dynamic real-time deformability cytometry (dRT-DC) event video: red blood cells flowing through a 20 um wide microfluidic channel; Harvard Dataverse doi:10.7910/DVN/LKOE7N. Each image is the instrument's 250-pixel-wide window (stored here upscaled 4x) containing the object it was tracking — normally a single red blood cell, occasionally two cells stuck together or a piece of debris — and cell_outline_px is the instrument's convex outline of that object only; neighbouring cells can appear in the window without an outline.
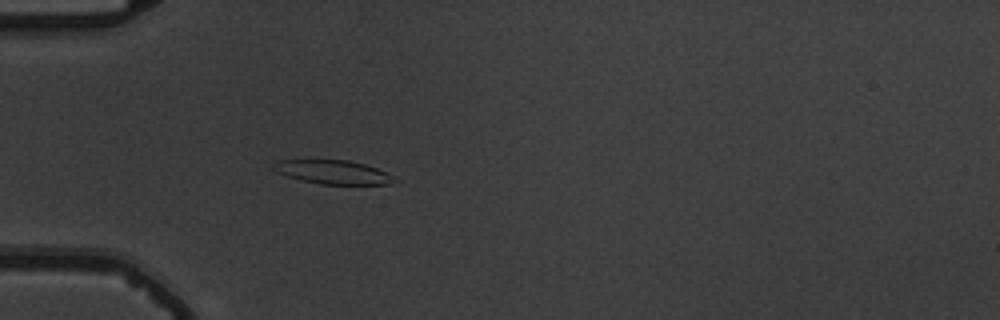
{"species": "common noctule bat (a hibernating species)", "species_latin": "Nyctalus noctula", "temperature_condition": "warm", "stored_images_in_passage": 42, "camera_frame_rate_fps": 3000, "um_per_image_px": 0.085, "animal": {"sex": "male", "body_mass_g": 19.5, "forearm_length_mm": 54.6}, "frame": {"image": 1, "passage_image": 4, "time_ms": 1.0, "image_size_px": [1000, 320], "cell_outline_px": [[396, 180], [392, 184], [320, 184], [300, 180], [276, 172], [272, 168], [272, 164], [280, 160], [348, 160], [364, 164], [376, 168], [384, 172]], "centroid_in_image_um": [28.25, 14.63], "position_along_channel_um": 56.8, "area_um2": 16.53}}
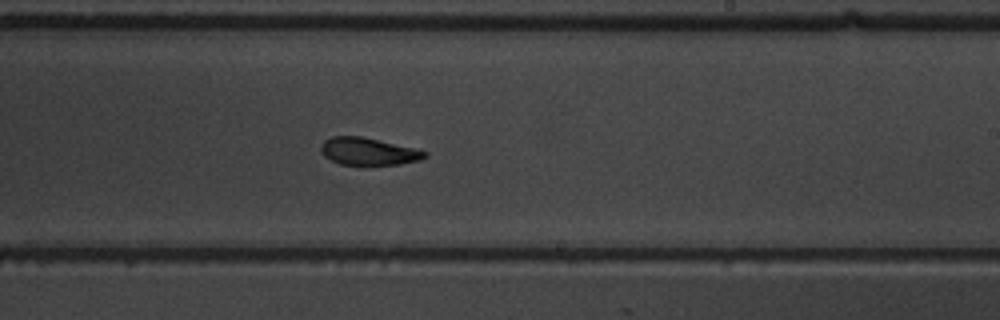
{"frame": {"image": 2, "passage_image": 21, "time_ms": 6.667, "image_size_px": [1000, 320], "cell_outline_px": [[428, 156], [420, 160], [400, 164], [340, 164], [324, 156], [320, 152], [320, 144], [324, 140], [332, 136], [360, 136], [412, 148], [428, 152]], "centroid_in_image_um": [31.27, 12.86], "position_along_channel_um": 257.7, "area_um2": 16.3}}
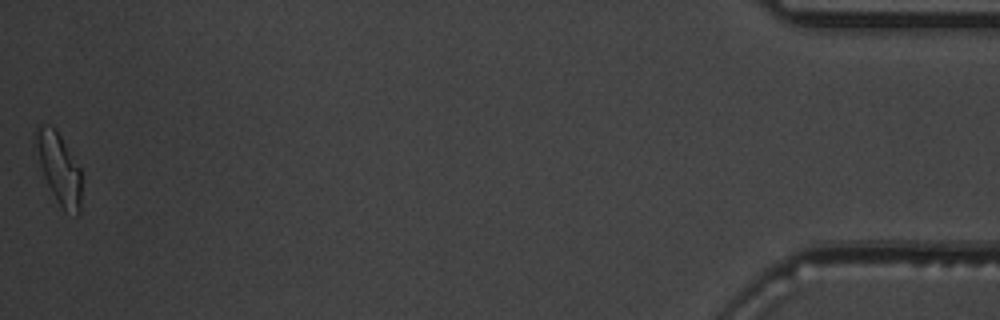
{"frame": {"image": 3, "passage_image": 42, "time_ms": 13.667, "image_size_px": [1000, 320], "cell_outline_px": [[80, 212], [76, 216], [64, 208], [56, 200], [44, 176], [32, 144], [32, 132], [40, 124], [44, 124], [56, 128], [80, 168]], "centroid_in_image_um": [4.94, 14.2], "position_along_channel_um": 430.3, "area_um2": 18.96}, "authors_computed_cell_mechanics": {"area_um2": 17.6001, "velocity_mm_per_s": 3.7141, "shape_relaxation_time_tau1_ms": 3.8317, "shape_relaxation_time_tau2_ms": 2.7156, "deformation_change_tau1": 0.1377, "deformation_change_tau2": 0.0978}}